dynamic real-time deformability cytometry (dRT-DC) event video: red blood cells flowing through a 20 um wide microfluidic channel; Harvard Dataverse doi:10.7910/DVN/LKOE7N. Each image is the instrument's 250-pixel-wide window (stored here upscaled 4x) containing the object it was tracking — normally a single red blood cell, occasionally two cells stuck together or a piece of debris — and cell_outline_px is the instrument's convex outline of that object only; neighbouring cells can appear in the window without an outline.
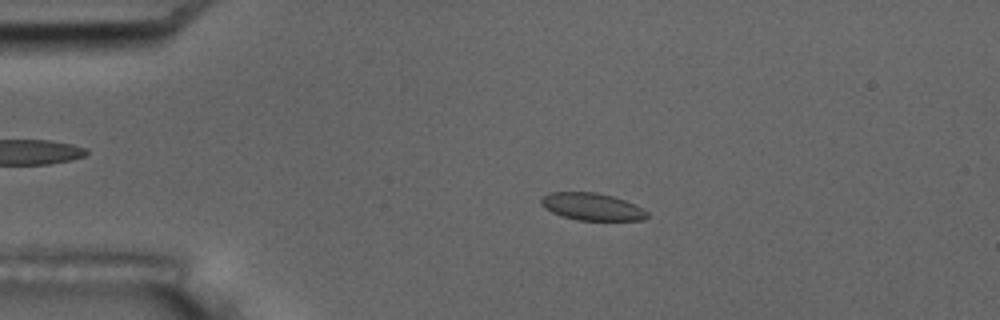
{"species": "common noctule bat (a hibernating species)", "species_latin": "Nyctalus noctula", "temperature_condition": "room temperature", "stored_images_in_passage": 5, "camera_frame_rate_fps": 3000, "um_per_image_px": 0.085, "animal": {"sex": "male", "body_mass_g": 17.5, "forearm_length_mm": 52.3}, "frame": {"image": 1, "passage_image": 3, "time_ms": 2.333, "image_size_px": [1000, 320], "cell_outline_px": [[648, 216], [644, 220], [576, 220], [552, 212], [544, 208], [540, 204], [540, 200], [544, 196], [552, 192], [596, 192], [612, 196], [624, 200], [648, 212]], "centroid_in_image_um": [50.29, 17.57], "position_along_channel_um": 34.7, "area_um2": 16.65}}
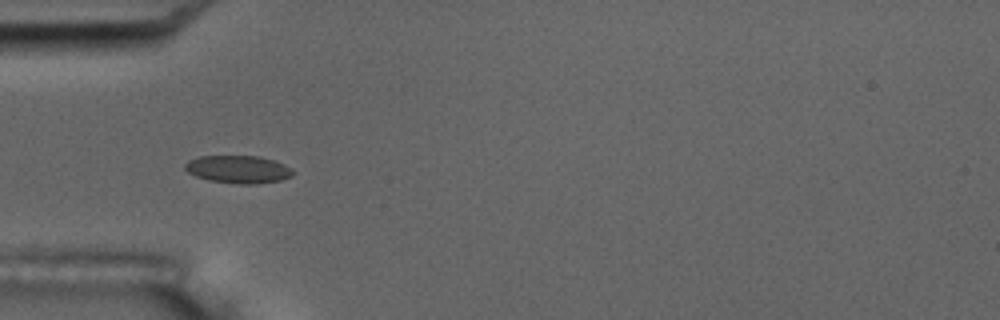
{"frame": {"image": 2, "passage_image": 5, "time_ms": 4.333, "image_size_px": [1000, 320], "cell_outline_px": [[296, 172], [292, 176], [280, 180], [256, 184], [236, 184], [208, 180], [196, 176], [188, 172], [184, 168], [184, 164], [188, 160], [200, 156], [260, 156], [284, 164], [292, 168]], "centroid_in_image_um": [20.26, 14.39], "position_along_channel_um": 64.7, "area_um2": 17.57}}